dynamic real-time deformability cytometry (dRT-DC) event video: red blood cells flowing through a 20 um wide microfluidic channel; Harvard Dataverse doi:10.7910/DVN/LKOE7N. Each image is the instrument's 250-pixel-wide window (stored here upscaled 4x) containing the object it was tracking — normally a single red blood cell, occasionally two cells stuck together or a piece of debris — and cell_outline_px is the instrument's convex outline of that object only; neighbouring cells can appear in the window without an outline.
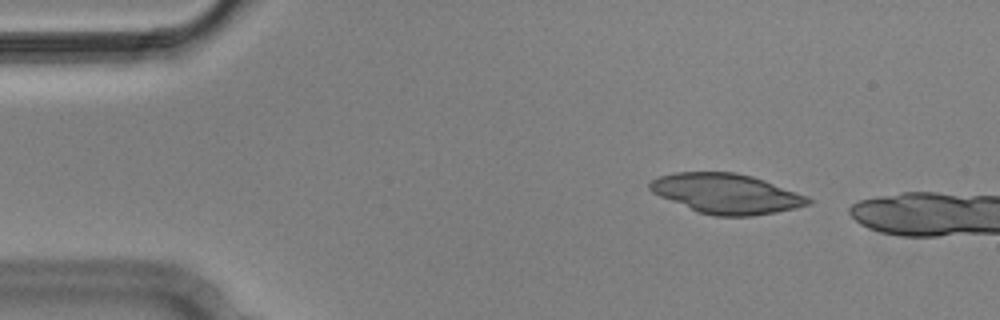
{"species": "Egyptian fruit bat (a non-hibernating species)", "species_latin": "Rousettus aegyptiacus", "temperature_condition": "cold", "stored_images_in_passage": 3, "camera_frame_rate_fps": 3000, "um_per_image_px": 0.085, "animal": {"sex": "male"}, "frame": {"image": 1, "passage_image": 2, "time_ms": 0.333, "image_size_px": [1000, 320], "cell_outline_px": [[812, 204], [796, 208], [776, 212], [752, 216], [716, 216], [700, 212], [660, 196], [652, 192], [648, 188], [648, 184], [652, 180], [660, 176], [676, 172], [736, 172], [752, 176], [764, 180], [808, 196], [812, 200]], "centroid_in_image_um": [61.77, 16.45], "position_along_channel_um": 23.2, "area_um2": 36.59}}